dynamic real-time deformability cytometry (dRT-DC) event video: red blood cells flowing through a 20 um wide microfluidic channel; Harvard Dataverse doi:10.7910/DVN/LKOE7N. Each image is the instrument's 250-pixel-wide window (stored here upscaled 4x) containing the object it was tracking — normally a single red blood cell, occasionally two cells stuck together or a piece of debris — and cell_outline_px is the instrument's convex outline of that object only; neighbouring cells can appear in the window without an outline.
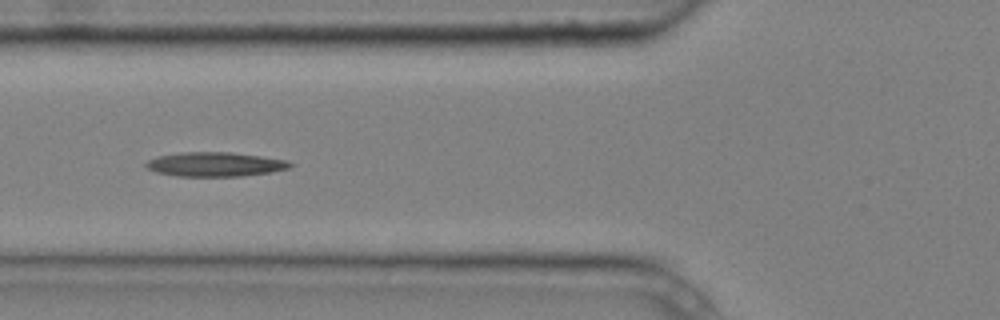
{"species": "common noctule bat (a hibernating species)", "species_latin": "Nyctalus noctula", "temperature_condition": "cold", "stored_images_in_passage": 5, "camera_frame_rate_fps": 3000, "um_per_image_px": 0.085, "animal": {"sex": "male", "body_mass_g": 20.4}, "frame": {"image": 1, "passage_image": 4, "time_ms": 1.0, "image_size_px": [1000, 320], "cell_outline_px": [[292, 164], [288, 168], [268, 172], [240, 176], [176, 176], [156, 172], [148, 168], [144, 164], [148, 160], [156, 156], [180, 152], [232, 152], [288, 160]], "centroid_in_image_um": [18.23, 13.96], "position_along_channel_um": 107.6, "area_um2": 20.29}}
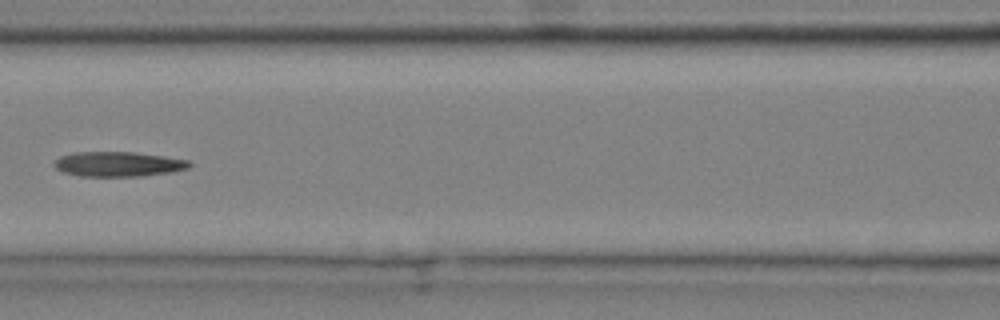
{"frame": {"image": 2, "passage_image": 5, "time_ms": 1.333, "image_size_px": [1000, 320], "cell_outline_px": [[192, 164], [188, 168], [172, 172], [144, 176], [80, 176], [64, 172], [56, 168], [52, 164], [60, 156], [72, 152], [136, 152], [164, 156], [188, 160]], "centroid_in_image_um": [10.05, 13.94], "position_along_channel_um": 156.5, "area_um2": 19.65}}